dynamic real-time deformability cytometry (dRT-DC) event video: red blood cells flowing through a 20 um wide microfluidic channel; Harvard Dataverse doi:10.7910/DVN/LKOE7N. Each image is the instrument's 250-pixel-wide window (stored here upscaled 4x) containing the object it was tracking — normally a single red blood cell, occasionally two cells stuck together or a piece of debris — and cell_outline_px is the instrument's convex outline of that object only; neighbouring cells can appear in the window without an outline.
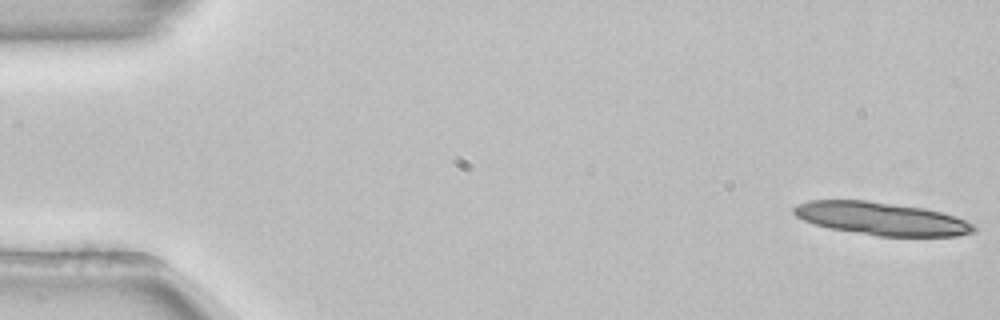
{"species": "common noctule bat (a hibernating species)", "species_latin": "Nyctalus noctula", "temperature_condition": "room temperature", "stored_images_in_passage": 14, "camera_frame_rate_fps": 3000, "um_per_image_px": 0.085, "animal": {"sex": "female", "body_mass_g": 22.7, "forearm_length_mm": 54.2}, "frame": {"image": 1, "passage_image": 1, "time_ms": 0.0, "image_size_px": [1000, 320], "cell_outline_px": [[976, 228], [972, 232], [956, 236], [876, 236], [828, 228], [804, 220], [796, 216], [792, 212], [792, 208], [796, 204], [808, 200], [864, 200], [924, 208], [940, 212], [964, 220], [972, 224]], "centroid_in_image_um": [74.85, 18.58], "position_along_channel_um": 10.1, "area_um2": 34.28}}